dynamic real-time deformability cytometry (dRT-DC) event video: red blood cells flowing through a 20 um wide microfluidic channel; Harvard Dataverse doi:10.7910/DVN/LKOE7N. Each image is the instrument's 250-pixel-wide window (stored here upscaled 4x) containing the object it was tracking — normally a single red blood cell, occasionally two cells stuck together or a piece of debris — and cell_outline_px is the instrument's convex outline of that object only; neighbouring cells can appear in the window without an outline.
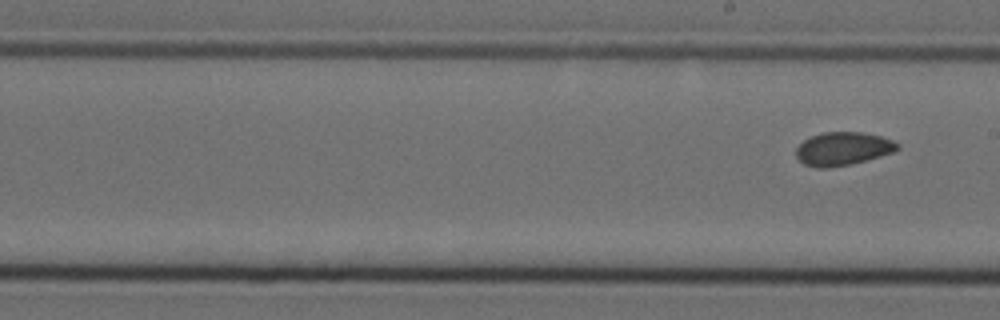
{"species": "Egyptian fruit bat (a non-hibernating species)", "species_latin": "Rousettus aegyptiacus", "temperature_condition": "cold", "stored_images_in_passage": 9, "segment_of_instrument_passage": [2, 2], "camera_frame_rate_fps": 3000, "um_per_image_px": 0.085, "animal": {"sex": "female"}, "frame": {"image": 1, "passage_image": 9, "time_ms": 2.667, "image_size_px": [1000, 320], "cell_outline_px": [[900, 148], [892, 152], [852, 164], [828, 168], [816, 168], [804, 164], [796, 156], [796, 148], [804, 140], [812, 136], [824, 132], [860, 132], [880, 136], [892, 140], [900, 144]], "centroid_in_image_um": [71.63, 12.65], "position_along_channel_um": 217.4, "area_um2": 19.54}}